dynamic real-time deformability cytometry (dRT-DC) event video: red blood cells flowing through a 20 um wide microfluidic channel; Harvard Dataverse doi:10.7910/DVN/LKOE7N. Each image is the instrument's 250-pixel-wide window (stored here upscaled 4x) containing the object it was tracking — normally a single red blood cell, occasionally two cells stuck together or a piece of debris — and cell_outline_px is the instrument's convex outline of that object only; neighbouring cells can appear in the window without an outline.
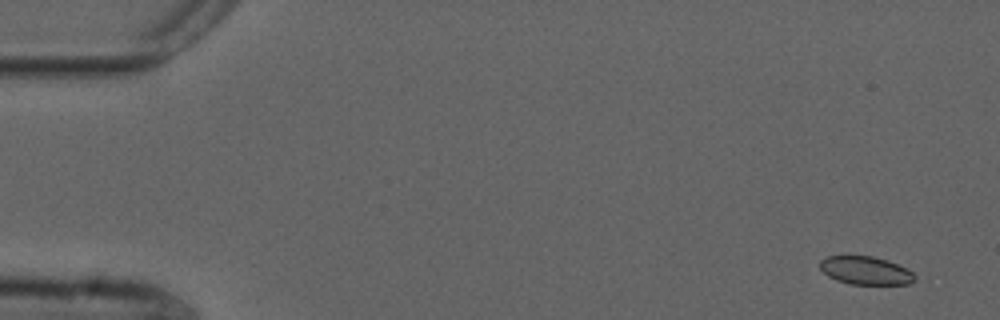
{"species": "common noctule bat (a hibernating species)", "species_latin": "Nyctalus noctula", "temperature_condition": "cold", "stored_images_in_passage": 6, "camera_frame_rate_fps": 3000, "um_per_image_px": 0.085, "animal": {"sex": "male", "forearm_length_mm": 52.5}, "frame": {"image": 1, "passage_image": 1, "time_ms": 0.0, "image_size_px": [1000, 320], "cell_outline_px": [[916, 280], [908, 284], [848, 284], [836, 280], [828, 276], [820, 268], [820, 260], [828, 256], [844, 252], [848, 252], [872, 256], [888, 260], [912, 272], [916, 276]], "centroid_in_image_um": [73.51, 22.94], "position_along_channel_um": 11.5, "area_um2": 16.18}}
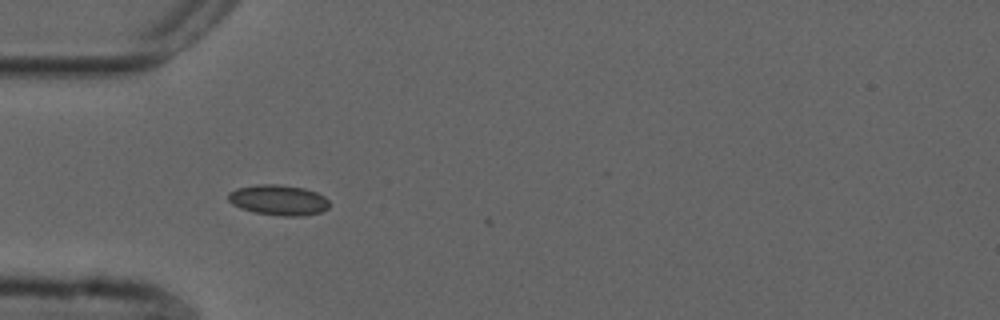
{"frame": {"image": 2, "passage_image": 5, "time_ms": 1.333, "image_size_px": [1000, 320], "cell_outline_px": [[328, 208], [320, 212], [300, 216], [284, 216], [256, 212], [240, 208], [232, 204], [228, 200], [228, 192], [236, 188], [260, 184], [280, 184], [304, 188], [316, 192], [324, 196], [328, 200]], "centroid_in_image_um": [23.65, 16.99], "position_along_channel_um": 61.3, "area_um2": 17.86}}